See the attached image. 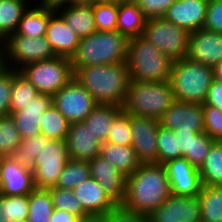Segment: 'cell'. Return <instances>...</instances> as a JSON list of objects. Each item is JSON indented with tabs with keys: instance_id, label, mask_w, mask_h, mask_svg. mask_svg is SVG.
I'll use <instances>...</instances> for the list:
<instances>
[{
	"instance_id": "obj_1",
	"label": "cell",
	"mask_w": 222,
	"mask_h": 222,
	"mask_svg": "<svg viewBox=\"0 0 222 222\" xmlns=\"http://www.w3.org/2000/svg\"><path fill=\"white\" fill-rule=\"evenodd\" d=\"M171 194L169 178L164 165L140 164L134 173L126 177L124 208L150 214L163 204Z\"/></svg>"
},
{
	"instance_id": "obj_2",
	"label": "cell",
	"mask_w": 222,
	"mask_h": 222,
	"mask_svg": "<svg viewBox=\"0 0 222 222\" xmlns=\"http://www.w3.org/2000/svg\"><path fill=\"white\" fill-rule=\"evenodd\" d=\"M74 80L83 86L97 104L122 107L130 82L126 61L108 65L73 67Z\"/></svg>"
},
{
	"instance_id": "obj_3",
	"label": "cell",
	"mask_w": 222,
	"mask_h": 222,
	"mask_svg": "<svg viewBox=\"0 0 222 222\" xmlns=\"http://www.w3.org/2000/svg\"><path fill=\"white\" fill-rule=\"evenodd\" d=\"M129 39L116 31H95L80 38L72 56V67H87L120 63L127 59Z\"/></svg>"
},
{
	"instance_id": "obj_4",
	"label": "cell",
	"mask_w": 222,
	"mask_h": 222,
	"mask_svg": "<svg viewBox=\"0 0 222 222\" xmlns=\"http://www.w3.org/2000/svg\"><path fill=\"white\" fill-rule=\"evenodd\" d=\"M127 68L130 81H169L173 61L143 37L128 41Z\"/></svg>"
},
{
	"instance_id": "obj_5",
	"label": "cell",
	"mask_w": 222,
	"mask_h": 222,
	"mask_svg": "<svg viewBox=\"0 0 222 222\" xmlns=\"http://www.w3.org/2000/svg\"><path fill=\"white\" fill-rule=\"evenodd\" d=\"M213 79V67L183 58L173 61L169 83L177 101L203 104Z\"/></svg>"
},
{
	"instance_id": "obj_6",
	"label": "cell",
	"mask_w": 222,
	"mask_h": 222,
	"mask_svg": "<svg viewBox=\"0 0 222 222\" xmlns=\"http://www.w3.org/2000/svg\"><path fill=\"white\" fill-rule=\"evenodd\" d=\"M175 101L169 81H130L122 109L128 114L159 120Z\"/></svg>"
},
{
	"instance_id": "obj_7",
	"label": "cell",
	"mask_w": 222,
	"mask_h": 222,
	"mask_svg": "<svg viewBox=\"0 0 222 222\" xmlns=\"http://www.w3.org/2000/svg\"><path fill=\"white\" fill-rule=\"evenodd\" d=\"M38 91L53 96L74 78L71 60L55 56L32 62L18 70Z\"/></svg>"
},
{
	"instance_id": "obj_8",
	"label": "cell",
	"mask_w": 222,
	"mask_h": 222,
	"mask_svg": "<svg viewBox=\"0 0 222 222\" xmlns=\"http://www.w3.org/2000/svg\"><path fill=\"white\" fill-rule=\"evenodd\" d=\"M190 32L163 17L147 19L141 37L152 43L172 61L185 58Z\"/></svg>"
},
{
	"instance_id": "obj_9",
	"label": "cell",
	"mask_w": 222,
	"mask_h": 222,
	"mask_svg": "<svg viewBox=\"0 0 222 222\" xmlns=\"http://www.w3.org/2000/svg\"><path fill=\"white\" fill-rule=\"evenodd\" d=\"M66 140L51 139L42 134V148L33 166L34 185L38 189L55 187L69 160Z\"/></svg>"
},
{
	"instance_id": "obj_10",
	"label": "cell",
	"mask_w": 222,
	"mask_h": 222,
	"mask_svg": "<svg viewBox=\"0 0 222 222\" xmlns=\"http://www.w3.org/2000/svg\"><path fill=\"white\" fill-rule=\"evenodd\" d=\"M5 67L19 70L32 62L48 60L56 55L45 36L32 38L10 34L2 43Z\"/></svg>"
},
{
	"instance_id": "obj_11",
	"label": "cell",
	"mask_w": 222,
	"mask_h": 222,
	"mask_svg": "<svg viewBox=\"0 0 222 222\" xmlns=\"http://www.w3.org/2000/svg\"><path fill=\"white\" fill-rule=\"evenodd\" d=\"M52 104L70 122H82L97 105L74 78L52 96Z\"/></svg>"
},
{
	"instance_id": "obj_12",
	"label": "cell",
	"mask_w": 222,
	"mask_h": 222,
	"mask_svg": "<svg viewBox=\"0 0 222 222\" xmlns=\"http://www.w3.org/2000/svg\"><path fill=\"white\" fill-rule=\"evenodd\" d=\"M131 147L141 164L157 163L159 120L130 114Z\"/></svg>"
},
{
	"instance_id": "obj_13",
	"label": "cell",
	"mask_w": 222,
	"mask_h": 222,
	"mask_svg": "<svg viewBox=\"0 0 222 222\" xmlns=\"http://www.w3.org/2000/svg\"><path fill=\"white\" fill-rule=\"evenodd\" d=\"M150 222H202L197 196L170 194L168 199L148 214Z\"/></svg>"
},
{
	"instance_id": "obj_14",
	"label": "cell",
	"mask_w": 222,
	"mask_h": 222,
	"mask_svg": "<svg viewBox=\"0 0 222 222\" xmlns=\"http://www.w3.org/2000/svg\"><path fill=\"white\" fill-rule=\"evenodd\" d=\"M161 127L173 131L204 132L202 104L175 101L160 117Z\"/></svg>"
},
{
	"instance_id": "obj_15",
	"label": "cell",
	"mask_w": 222,
	"mask_h": 222,
	"mask_svg": "<svg viewBox=\"0 0 222 222\" xmlns=\"http://www.w3.org/2000/svg\"><path fill=\"white\" fill-rule=\"evenodd\" d=\"M185 59L210 67L222 62V33L205 29L191 32Z\"/></svg>"
},
{
	"instance_id": "obj_16",
	"label": "cell",
	"mask_w": 222,
	"mask_h": 222,
	"mask_svg": "<svg viewBox=\"0 0 222 222\" xmlns=\"http://www.w3.org/2000/svg\"><path fill=\"white\" fill-rule=\"evenodd\" d=\"M171 188V194L197 196L202 189L199 170L184 157L170 160L163 164Z\"/></svg>"
},
{
	"instance_id": "obj_17",
	"label": "cell",
	"mask_w": 222,
	"mask_h": 222,
	"mask_svg": "<svg viewBox=\"0 0 222 222\" xmlns=\"http://www.w3.org/2000/svg\"><path fill=\"white\" fill-rule=\"evenodd\" d=\"M33 171L0 157V194L4 196L28 195L35 189Z\"/></svg>"
},
{
	"instance_id": "obj_18",
	"label": "cell",
	"mask_w": 222,
	"mask_h": 222,
	"mask_svg": "<svg viewBox=\"0 0 222 222\" xmlns=\"http://www.w3.org/2000/svg\"><path fill=\"white\" fill-rule=\"evenodd\" d=\"M208 3L209 0H176L163 18L191 33L203 29Z\"/></svg>"
},
{
	"instance_id": "obj_19",
	"label": "cell",
	"mask_w": 222,
	"mask_h": 222,
	"mask_svg": "<svg viewBox=\"0 0 222 222\" xmlns=\"http://www.w3.org/2000/svg\"><path fill=\"white\" fill-rule=\"evenodd\" d=\"M88 163L90 176L101 185L106 194L117 205H121L126 196V177L100 155L94 157Z\"/></svg>"
},
{
	"instance_id": "obj_20",
	"label": "cell",
	"mask_w": 222,
	"mask_h": 222,
	"mask_svg": "<svg viewBox=\"0 0 222 222\" xmlns=\"http://www.w3.org/2000/svg\"><path fill=\"white\" fill-rule=\"evenodd\" d=\"M73 191L84 210L95 221L117 206L101 185L91 176L78 184Z\"/></svg>"
},
{
	"instance_id": "obj_21",
	"label": "cell",
	"mask_w": 222,
	"mask_h": 222,
	"mask_svg": "<svg viewBox=\"0 0 222 222\" xmlns=\"http://www.w3.org/2000/svg\"><path fill=\"white\" fill-rule=\"evenodd\" d=\"M66 142L70 159L90 161L100 154L101 142L83 122L70 123Z\"/></svg>"
},
{
	"instance_id": "obj_22",
	"label": "cell",
	"mask_w": 222,
	"mask_h": 222,
	"mask_svg": "<svg viewBox=\"0 0 222 222\" xmlns=\"http://www.w3.org/2000/svg\"><path fill=\"white\" fill-rule=\"evenodd\" d=\"M51 105V95L38 93L27 106L11 114L22 139L41 134V116Z\"/></svg>"
},
{
	"instance_id": "obj_23",
	"label": "cell",
	"mask_w": 222,
	"mask_h": 222,
	"mask_svg": "<svg viewBox=\"0 0 222 222\" xmlns=\"http://www.w3.org/2000/svg\"><path fill=\"white\" fill-rule=\"evenodd\" d=\"M45 37L56 56L71 59L75 54L80 38L71 30L63 18L55 11L49 18Z\"/></svg>"
},
{
	"instance_id": "obj_24",
	"label": "cell",
	"mask_w": 222,
	"mask_h": 222,
	"mask_svg": "<svg viewBox=\"0 0 222 222\" xmlns=\"http://www.w3.org/2000/svg\"><path fill=\"white\" fill-rule=\"evenodd\" d=\"M79 38L96 31L93 5H66L55 10Z\"/></svg>"
},
{
	"instance_id": "obj_25",
	"label": "cell",
	"mask_w": 222,
	"mask_h": 222,
	"mask_svg": "<svg viewBox=\"0 0 222 222\" xmlns=\"http://www.w3.org/2000/svg\"><path fill=\"white\" fill-rule=\"evenodd\" d=\"M99 155L111 163L125 177L134 173L141 164L131 145L102 142Z\"/></svg>"
},
{
	"instance_id": "obj_26",
	"label": "cell",
	"mask_w": 222,
	"mask_h": 222,
	"mask_svg": "<svg viewBox=\"0 0 222 222\" xmlns=\"http://www.w3.org/2000/svg\"><path fill=\"white\" fill-rule=\"evenodd\" d=\"M147 18L141 8L133 1L119 3L116 30L128 39L142 35Z\"/></svg>"
},
{
	"instance_id": "obj_27",
	"label": "cell",
	"mask_w": 222,
	"mask_h": 222,
	"mask_svg": "<svg viewBox=\"0 0 222 222\" xmlns=\"http://www.w3.org/2000/svg\"><path fill=\"white\" fill-rule=\"evenodd\" d=\"M123 111L122 107L113 104H97L82 121L87 128L102 142H107L113 120Z\"/></svg>"
},
{
	"instance_id": "obj_28",
	"label": "cell",
	"mask_w": 222,
	"mask_h": 222,
	"mask_svg": "<svg viewBox=\"0 0 222 222\" xmlns=\"http://www.w3.org/2000/svg\"><path fill=\"white\" fill-rule=\"evenodd\" d=\"M54 9L38 6L32 3L24 12L15 33L27 37L37 38L45 36L50 16Z\"/></svg>"
},
{
	"instance_id": "obj_29",
	"label": "cell",
	"mask_w": 222,
	"mask_h": 222,
	"mask_svg": "<svg viewBox=\"0 0 222 222\" xmlns=\"http://www.w3.org/2000/svg\"><path fill=\"white\" fill-rule=\"evenodd\" d=\"M34 0H0V43L15 33L19 22Z\"/></svg>"
},
{
	"instance_id": "obj_30",
	"label": "cell",
	"mask_w": 222,
	"mask_h": 222,
	"mask_svg": "<svg viewBox=\"0 0 222 222\" xmlns=\"http://www.w3.org/2000/svg\"><path fill=\"white\" fill-rule=\"evenodd\" d=\"M197 197L202 222H222V186L202 185Z\"/></svg>"
},
{
	"instance_id": "obj_31",
	"label": "cell",
	"mask_w": 222,
	"mask_h": 222,
	"mask_svg": "<svg viewBox=\"0 0 222 222\" xmlns=\"http://www.w3.org/2000/svg\"><path fill=\"white\" fill-rule=\"evenodd\" d=\"M202 185L222 186V141H215L198 168Z\"/></svg>"
},
{
	"instance_id": "obj_32",
	"label": "cell",
	"mask_w": 222,
	"mask_h": 222,
	"mask_svg": "<svg viewBox=\"0 0 222 222\" xmlns=\"http://www.w3.org/2000/svg\"><path fill=\"white\" fill-rule=\"evenodd\" d=\"M28 203L27 222H50L54 207L48 189L35 188L28 194Z\"/></svg>"
},
{
	"instance_id": "obj_33",
	"label": "cell",
	"mask_w": 222,
	"mask_h": 222,
	"mask_svg": "<svg viewBox=\"0 0 222 222\" xmlns=\"http://www.w3.org/2000/svg\"><path fill=\"white\" fill-rule=\"evenodd\" d=\"M41 134L56 139L66 140L70 122L52 104L41 116L39 123Z\"/></svg>"
},
{
	"instance_id": "obj_34",
	"label": "cell",
	"mask_w": 222,
	"mask_h": 222,
	"mask_svg": "<svg viewBox=\"0 0 222 222\" xmlns=\"http://www.w3.org/2000/svg\"><path fill=\"white\" fill-rule=\"evenodd\" d=\"M37 94V89L19 71L13 69L9 115L23 109Z\"/></svg>"
},
{
	"instance_id": "obj_35",
	"label": "cell",
	"mask_w": 222,
	"mask_h": 222,
	"mask_svg": "<svg viewBox=\"0 0 222 222\" xmlns=\"http://www.w3.org/2000/svg\"><path fill=\"white\" fill-rule=\"evenodd\" d=\"M54 209L64 210L80 217L84 222H95V220L84 210L82 204L76 198L73 190L58 187L48 188Z\"/></svg>"
},
{
	"instance_id": "obj_36",
	"label": "cell",
	"mask_w": 222,
	"mask_h": 222,
	"mask_svg": "<svg viewBox=\"0 0 222 222\" xmlns=\"http://www.w3.org/2000/svg\"><path fill=\"white\" fill-rule=\"evenodd\" d=\"M89 177L90 166L88 161L69 159L61 171L55 187L73 190Z\"/></svg>"
},
{
	"instance_id": "obj_37",
	"label": "cell",
	"mask_w": 222,
	"mask_h": 222,
	"mask_svg": "<svg viewBox=\"0 0 222 222\" xmlns=\"http://www.w3.org/2000/svg\"><path fill=\"white\" fill-rule=\"evenodd\" d=\"M42 148V134L22 139L18 147L8 156L15 164L33 169L36 156Z\"/></svg>"
},
{
	"instance_id": "obj_38",
	"label": "cell",
	"mask_w": 222,
	"mask_h": 222,
	"mask_svg": "<svg viewBox=\"0 0 222 222\" xmlns=\"http://www.w3.org/2000/svg\"><path fill=\"white\" fill-rule=\"evenodd\" d=\"M22 142L11 115L0 116V157H8Z\"/></svg>"
},
{
	"instance_id": "obj_39",
	"label": "cell",
	"mask_w": 222,
	"mask_h": 222,
	"mask_svg": "<svg viewBox=\"0 0 222 222\" xmlns=\"http://www.w3.org/2000/svg\"><path fill=\"white\" fill-rule=\"evenodd\" d=\"M157 164H164L170 160L182 157L178 148V136L173 130L159 126L157 135Z\"/></svg>"
},
{
	"instance_id": "obj_40",
	"label": "cell",
	"mask_w": 222,
	"mask_h": 222,
	"mask_svg": "<svg viewBox=\"0 0 222 222\" xmlns=\"http://www.w3.org/2000/svg\"><path fill=\"white\" fill-rule=\"evenodd\" d=\"M118 2H95L93 12L96 31H116Z\"/></svg>"
},
{
	"instance_id": "obj_41",
	"label": "cell",
	"mask_w": 222,
	"mask_h": 222,
	"mask_svg": "<svg viewBox=\"0 0 222 222\" xmlns=\"http://www.w3.org/2000/svg\"><path fill=\"white\" fill-rule=\"evenodd\" d=\"M215 142L208 134L205 132L198 133L191 140V145L189 146V152H185L182 157L188 160L192 165L199 168L203 161L206 159L210 147Z\"/></svg>"
},
{
	"instance_id": "obj_42",
	"label": "cell",
	"mask_w": 222,
	"mask_h": 222,
	"mask_svg": "<svg viewBox=\"0 0 222 222\" xmlns=\"http://www.w3.org/2000/svg\"><path fill=\"white\" fill-rule=\"evenodd\" d=\"M132 141L130 114L124 110L113 120L111 129L108 133L107 142L130 145Z\"/></svg>"
},
{
	"instance_id": "obj_43",
	"label": "cell",
	"mask_w": 222,
	"mask_h": 222,
	"mask_svg": "<svg viewBox=\"0 0 222 222\" xmlns=\"http://www.w3.org/2000/svg\"><path fill=\"white\" fill-rule=\"evenodd\" d=\"M28 195L23 196H4L3 195V212L5 222L15 219L28 218Z\"/></svg>"
},
{
	"instance_id": "obj_44",
	"label": "cell",
	"mask_w": 222,
	"mask_h": 222,
	"mask_svg": "<svg viewBox=\"0 0 222 222\" xmlns=\"http://www.w3.org/2000/svg\"><path fill=\"white\" fill-rule=\"evenodd\" d=\"M204 132L215 141H222V111L217 107L202 105Z\"/></svg>"
},
{
	"instance_id": "obj_45",
	"label": "cell",
	"mask_w": 222,
	"mask_h": 222,
	"mask_svg": "<svg viewBox=\"0 0 222 222\" xmlns=\"http://www.w3.org/2000/svg\"><path fill=\"white\" fill-rule=\"evenodd\" d=\"M95 222H150L147 214L130 211L122 205L108 211Z\"/></svg>"
},
{
	"instance_id": "obj_46",
	"label": "cell",
	"mask_w": 222,
	"mask_h": 222,
	"mask_svg": "<svg viewBox=\"0 0 222 222\" xmlns=\"http://www.w3.org/2000/svg\"><path fill=\"white\" fill-rule=\"evenodd\" d=\"M13 69L5 67L0 71V116L9 115Z\"/></svg>"
},
{
	"instance_id": "obj_47",
	"label": "cell",
	"mask_w": 222,
	"mask_h": 222,
	"mask_svg": "<svg viewBox=\"0 0 222 222\" xmlns=\"http://www.w3.org/2000/svg\"><path fill=\"white\" fill-rule=\"evenodd\" d=\"M203 29L222 33V0H209Z\"/></svg>"
},
{
	"instance_id": "obj_48",
	"label": "cell",
	"mask_w": 222,
	"mask_h": 222,
	"mask_svg": "<svg viewBox=\"0 0 222 222\" xmlns=\"http://www.w3.org/2000/svg\"><path fill=\"white\" fill-rule=\"evenodd\" d=\"M147 19L163 17L176 0H133Z\"/></svg>"
},
{
	"instance_id": "obj_49",
	"label": "cell",
	"mask_w": 222,
	"mask_h": 222,
	"mask_svg": "<svg viewBox=\"0 0 222 222\" xmlns=\"http://www.w3.org/2000/svg\"><path fill=\"white\" fill-rule=\"evenodd\" d=\"M202 105L217 107L222 111V82L213 79L206 100Z\"/></svg>"
},
{
	"instance_id": "obj_50",
	"label": "cell",
	"mask_w": 222,
	"mask_h": 222,
	"mask_svg": "<svg viewBox=\"0 0 222 222\" xmlns=\"http://www.w3.org/2000/svg\"><path fill=\"white\" fill-rule=\"evenodd\" d=\"M175 135L178 136V148L183 155L185 152H189V146L191 145V140L198 133L195 131H174Z\"/></svg>"
},
{
	"instance_id": "obj_51",
	"label": "cell",
	"mask_w": 222,
	"mask_h": 222,
	"mask_svg": "<svg viewBox=\"0 0 222 222\" xmlns=\"http://www.w3.org/2000/svg\"><path fill=\"white\" fill-rule=\"evenodd\" d=\"M50 222H84L80 217L60 209H54Z\"/></svg>"
},
{
	"instance_id": "obj_52",
	"label": "cell",
	"mask_w": 222,
	"mask_h": 222,
	"mask_svg": "<svg viewBox=\"0 0 222 222\" xmlns=\"http://www.w3.org/2000/svg\"><path fill=\"white\" fill-rule=\"evenodd\" d=\"M34 3L41 7L56 10L57 8H60L62 6L69 5V0H35Z\"/></svg>"
},
{
	"instance_id": "obj_53",
	"label": "cell",
	"mask_w": 222,
	"mask_h": 222,
	"mask_svg": "<svg viewBox=\"0 0 222 222\" xmlns=\"http://www.w3.org/2000/svg\"><path fill=\"white\" fill-rule=\"evenodd\" d=\"M213 77L214 80L222 82V62H219L213 67Z\"/></svg>"
},
{
	"instance_id": "obj_54",
	"label": "cell",
	"mask_w": 222,
	"mask_h": 222,
	"mask_svg": "<svg viewBox=\"0 0 222 222\" xmlns=\"http://www.w3.org/2000/svg\"><path fill=\"white\" fill-rule=\"evenodd\" d=\"M95 2H97V0H69V5H93Z\"/></svg>"
},
{
	"instance_id": "obj_55",
	"label": "cell",
	"mask_w": 222,
	"mask_h": 222,
	"mask_svg": "<svg viewBox=\"0 0 222 222\" xmlns=\"http://www.w3.org/2000/svg\"><path fill=\"white\" fill-rule=\"evenodd\" d=\"M5 68L4 50L2 44L0 43V71Z\"/></svg>"
},
{
	"instance_id": "obj_56",
	"label": "cell",
	"mask_w": 222,
	"mask_h": 222,
	"mask_svg": "<svg viewBox=\"0 0 222 222\" xmlns=\"http://www.w3.org/2000/svg\"><path fill=\"white\" fill-rule=\"evenodd\" d=\"M0 222H5L4 212H3V195L0 194Z\"/></svg>"
},
{
	"instance_id": "obj_57",
	"label": "cell",
	"mask_w": 222,
	"mask_h": 222,
	"mask_svg": "<svg viewBox=\"0 0 222 222\" xmlns=\"http://www.w3.org/2000/svg\"><path fill=\"white\" fill-rule=\"evenodd\" d=\"M122 1H126V0H97V2H122Z\"/></svg>"
},
{
	"instance_id": "obj_58",
	"label": "cell",
	"mask_w": 222,
	"mask_h": 222,
	"mask_svg": "<svg viewBox=\"0 0 222 222\" xmlns=\"http://www.w3.org/2000/svg\"><path fill=\"white\" fill-rule=\"evenodd\" d=\"M10 222H27V219H15L13 221Z\"/></svg>"
}]
</instances>
